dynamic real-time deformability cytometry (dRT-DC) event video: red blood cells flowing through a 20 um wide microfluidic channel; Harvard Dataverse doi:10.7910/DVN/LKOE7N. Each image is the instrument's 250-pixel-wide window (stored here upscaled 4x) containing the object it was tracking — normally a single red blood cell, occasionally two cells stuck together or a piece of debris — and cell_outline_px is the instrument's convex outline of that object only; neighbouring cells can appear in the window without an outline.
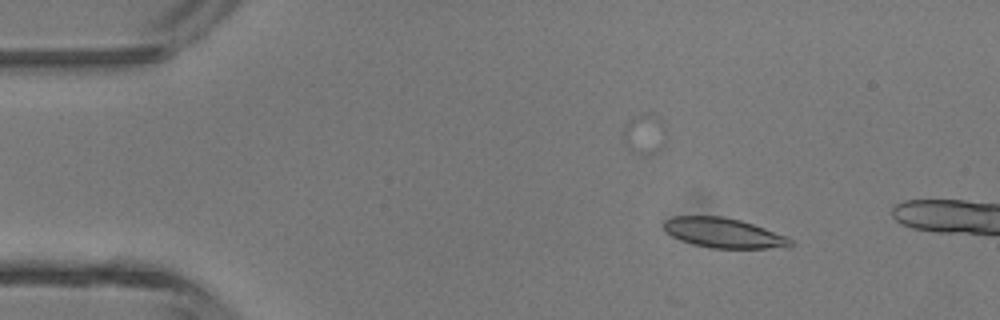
{"species": "common noctule bat (a hibernating species)", "species_latin": "Nyctalus noctula", "temperature_condition": "room temperature", "stored_images_in_passage": 3, "camera_frame_rate_fps": 3000, "um_per_image_px": 0.085, "animal": {"sex": "male", "body_mass_g": 13.3}, "frame": {"image": 1, "passage_image": 1, "time_ms": 0.0, "image_size_px": [1000, 320], "cell_outline_px": [[792, 244], [788, 248], [712, 248], [692, 244], [680, 240], [672, 236], [664, 228], [664, 220], [672, 216], [724, 216], [740, 220], [788, 236], [792, 240]], "centroid_in_image_um": [61.52, 19.8], "position_along_channel_um": 23.5, "area_um2": 22.08}}